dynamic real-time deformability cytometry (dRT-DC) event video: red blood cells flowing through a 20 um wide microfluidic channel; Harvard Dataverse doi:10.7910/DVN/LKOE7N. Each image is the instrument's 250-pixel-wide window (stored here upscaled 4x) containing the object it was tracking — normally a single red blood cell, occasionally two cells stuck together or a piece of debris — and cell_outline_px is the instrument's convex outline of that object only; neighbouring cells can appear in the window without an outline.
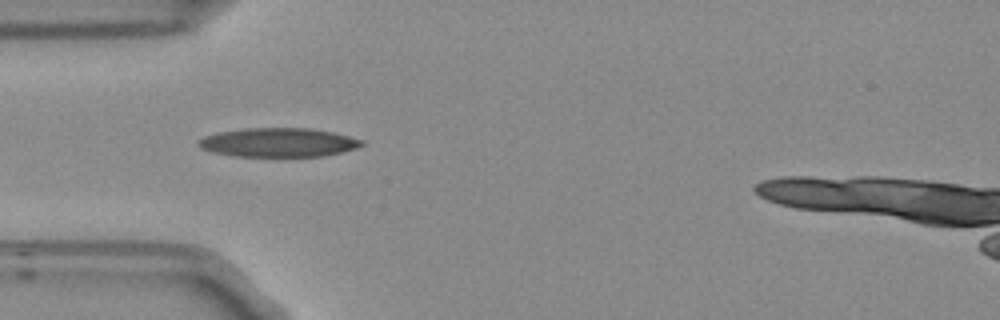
{"species": "Egyptian fruit bat (a non-hibernating species)", "species_latin": "Rousettus aegyptiacus", "temperature_condition": "room temperature", "stored_images_in_passage": 6, "camera_frame_rate_fps": 3000, "um_per_image_px": 0.085, "frame": {"image": 1, "passage_image": 5, "time_ms": 1.333, "image_size_px": [1000, 320], "cell_outline_px": [[364, 144], [356, 148], [324, 156], [232, 156], [212, 152], [200, 148], [196, 144], [204, 136], [220, 132], [244, 128], [312, 128], [332, 132], [364, 140]], "centroid_in_image_um": [23.65, 12.11], "position_along_channel_um": 61.4, "area_um2": 27.51}}
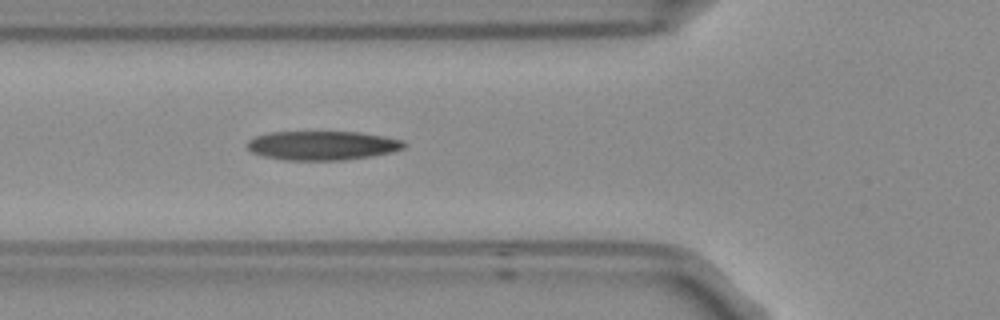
{"frame": {"image": 2, "passage_image": 6, "time_ms": 1.667, "image_size_px": [1000, 320], "cell_outline_px": [[404, 148], [392, 152], [372, 156], [344, 160], [284, 160], [264, 156], [252, 152], [248, 148], [248, 140], [256, 136], [268, 132], [360, 132], [400, 140], [404, 144]], "centroid_in_image_um": [27.36, 12.37], "position_along_channel_um": 98.4, "area_um2": 26.36}}